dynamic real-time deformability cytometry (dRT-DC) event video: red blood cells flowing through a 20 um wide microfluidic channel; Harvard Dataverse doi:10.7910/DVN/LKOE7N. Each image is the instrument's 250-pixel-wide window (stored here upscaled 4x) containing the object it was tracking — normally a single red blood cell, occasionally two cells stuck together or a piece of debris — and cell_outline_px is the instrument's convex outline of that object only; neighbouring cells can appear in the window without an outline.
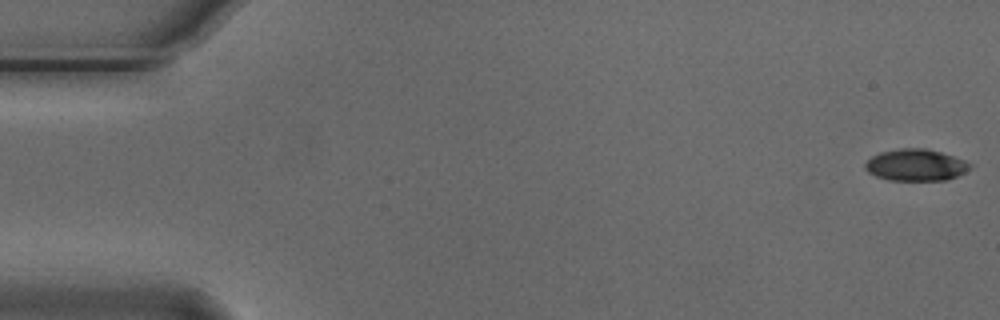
{"species": "Egyptian fruit bat (a non-hibernating species)", "species_latin": "Rousettus aegyptiacus", "temperature_condition": "cold", "stored_images_in_passage": 55, "camera_frame_rate_fps": 3000, "um_per_image_px": 0.085, "animal": {"sex": "male"}, "frame": {"image": 1, "passage_image": 1, "time_ms": 0.0, "image_size_px": [1000, 320], "cell_outline_px": [[972, 164], [964, 172], [956, 176], [944, 180], [888, 180], [876, 176], [868, 172], [864, 168], [864, 164], [872, 156], [880, 152], [900, 148], [924, 148], [940, 152], [964, 160]], "centroid_in_image_um": [77.79, 14.02], "position_along_channel_um": 7.2, "area_um2": 19.19}}
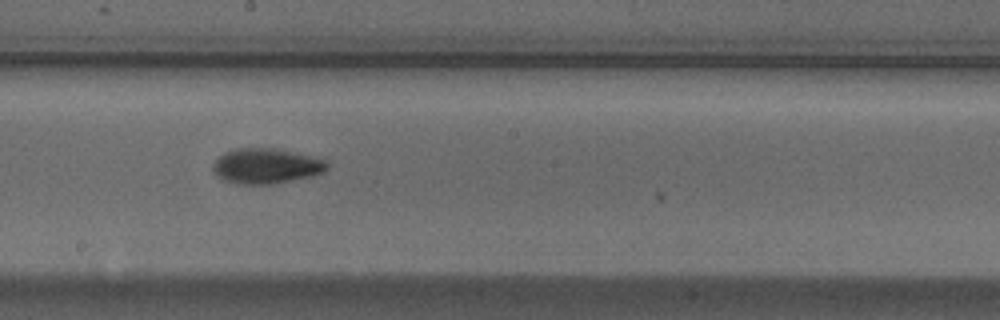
{"frame": {"image": 2, "passage_image": 30, "time_ms": 9.667, "image_size_px": [1000, 320], "cell_outline_px": [[328, 168], [324, 172], [312, 176], [272, 184], [236, 184], [224, 180], [216, 176], [212, 168], [212, 164], [224, 152], [236, 148], [272, 148], [292, 152], [324, 160], [328, 164]], "centroid_in_image_um": [22.58, 14.12], "position_along_channel_um": 225.6, "area_um2": 23.29}}
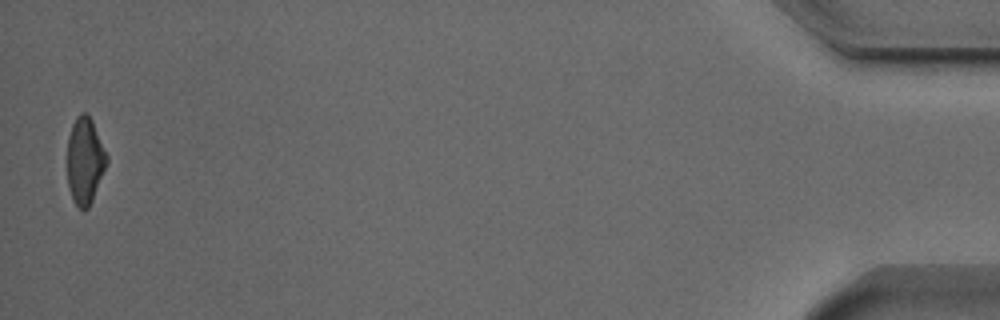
{"frame": {"image": 3, "passage_image": 54, "time_ms": 17.667, "image_size_px": [1000, 320], "cell_outline_px": [[108, 160], [92, 200], [88, 208], [80, 208], [72, 200], [68, 188], [68, 136], [72, 124], [76, 116], [80, 112], [84, 112], [92, 120], [108, 156]], "centroid_in_image_um": [7.21, 13.63], "position_along_channel_um": 428.0, "area_um2": 19.71}, "authors_computed_cell_mechanics": {"area_um2": 20.6346, "velocity_mm_per_s": 3.7469, "shape_relaxation_time_tau1_ms": 3.4454, "shape_relaxation_time_tau2_ms": 7.7511, "deformation_change_tau1": 0.142, "deformation_change_tau2": 0.1592}}